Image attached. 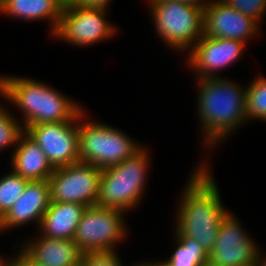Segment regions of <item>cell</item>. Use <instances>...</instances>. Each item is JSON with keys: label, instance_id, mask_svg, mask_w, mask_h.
<instances>
[{"label": "cell", "instance_id": "obj_29", "mask_svg": "<svg viewBox=\"0 0 266 266\" xmlns=\"http://www.w3.org/2000/svg\"><path fill=\"white\" fill-rule=\"evenodd\" d=\"M147 266H170L168 265L166 262H158V263H155V264H150V263H145Z\"/></svg>", "mask_w": 266, "mask_h": 266}, {"label": "cell", "instance_id": "obj_31", "mask_svg": "<svg viewBox=\"0 0 266 266\" xmlns=\"http://www.w3.org/2000/svg\"><path fill=\"white\" fill-rule=\"evenodd\" d=\"M259 255H260V254L258 253V258H257V259L259 260V264H260V266H266V259H264L263 261H261ZM260 261H261V262H260Z\"/></svg>", "mask_w": 266, "mask_h": 266}, {"label": "cell", "instance_id": "obj_15", "mask_svg": "<svg viewBox=\"0 0 266 266\" xmlns=\"http://www.w3.org/2000/svg\"><path fill=\"white\" fill-rule=\"evenodd\" d=\"M40 237L22 250L32 261L41 266H80L82 253L74 240Z\"/></svg>", "mask_w": 266, "mask_h": 266}, {"label": "cell", "instance_id": "obj_9", "mask_svg": "<svg viewBox=\"0 0 266 266\" xmlns=\"http://www.w3.org/2000/svg\"><path fill=\"white\" fill-rule=\"evenodd\" d=\"M82 112L70 121L31 125L24 130L41 147L54 169L80 162L78 125L73 122L80 120Z\"/></svg>", "mask_w": 266, "mask_h": 266}, {"label": "cell", "instance_id": "obj_6", "mask_svg": "<svg viewBox=\"0 0 266 266\" xmlns=\"http://www.w3.org/2000/svg\"><path fill=\"white\" fill-rule=\"evenodd\" d=\"M78 136L80 162L99 169L118 165L143 149L122 131L97 122L79 123Z\"/></svg>", "mask_w": 266, "mask_h": 266}, {"label": "cell", "instance_id": "obj_21", "mask_svg": "<svg viewBox=\"0 0 266 266\" xmlns=\"http://www.w3.org/2000/svg\"><path fill=\"white\" fill-rule=\"evenodd\" d=\"M249 85L246 88V119L266 120V79L261 76Z\"/></svg>", "mask_w": 266, "mask_h": 266}, {"label": "cell", "instance_id": "obj_24", "mask_svg": "<svg viewBox=\"0 0 266 266\" xmlns=\"http://www.w3.org/2000/svg\"><path fill=\"white\" fill-rule=\"evenodd\" d=\"M80 266H122L114 250L87 252L81 256Z\"/></svg>", "mask_w": 266, "mask_h": 266}, {"label": "cell", "instance_id": "obj_3", "mask_svg": "<svg viewBox=\"0 0 266 266\" xmlns=\"http://www.w3.org/2000/svg\"><path fill=\"white\" fill-rule=\"evenodd\" d=\"M0 94L23 111L25 130L31 125L73 120L82 110L46 84L30 78H0Z\"/></svg>", "mask_w": 266, "mask_h": 266}, {"label": "cell", "instance_id": "obj_30", "mask_svg": "<svg viewBox=\"0 0 266 266\" xmlns=\"http://www.w3.org/2000/svg\"><path fill=\"white\" fill-rule=\"evenodd\" d=\"M242 266H260V264H259V260L257 259L253 263H250V264H247V265H242Z\"/></svg>", "mask_w": 266, "mask_h": 266}, {"label": "cell", "instance_id": "obj_11", "mask_svg": "<svg viewBox=\"0 0 266 266\" xmlns=\"http://www.w3.org/2000/svg\"><path fill=\"white\" fill-rule=\"evenodd\" d=\"M242 229L238 220L227 213L218 228L208 266H242L258 258V249Z\"/></svg>", "mask_w": 266, "mask_h": 266}, {"label": "cell", "instance_id": "obj_19", "mask_svg": "<svg viewBox=\"0 0 266 266\" xmlns=\"http://www.w3.org/2000/svg\"><path fill=\"white\" fill-rule=\"evenodd\" d=\"M178 247L165 261L170 266H208L209 253L190 237H176Z\"/></svg>", "mask_w": 266, "mask_h": 266}, {"label": "cell", "instance_id": "obj_13", "mask_svg": "<svg viewBox=\"0 0 266 266\" xmlns=\"http://www.w3.org/2000/svg\"><path fill=\"white\" fill-rule=\"evenodd\" d=\"M245 43L203 35L189 51L188 63L196 69V72L198 71L200 79L217 77L213 73L237 61L245 48Z\"/></svg>", "mask_w": 266, "mask_h": 266}, {"label": "cell", "instance_id": "obj_14", "mask_svg": "<svg viewBox=\"0 0 266 266\" xmlns=\"http://www.w3.org/2000/svg\"><path fill=\"white\" fill-rule=\"evenodd\" d=\"M50 203L51 195L48 180L29 181L22 196L0 220V230L17 227L33 220H37L40 224Z\"/></svg>", "mask_w": 266, "mask_h": 266}, {"label": "cell", "instance_id": "obj_16", "mask_svg": "<svg viewBox=\"0 0 266 266\" xmlns=\"http://www.w3.org/2000/svg\"><path fill=\"white\" fill-rule=\"evenodd\" d=\"M13 172L29 181L48 180L55 170L41 147L24 131L12 156Z\"/></svg>", "mask_w": 266, "mask_h": 266}, {"label": "cell", "instance_id": "obj_22", "mask_svg": "<svg viewBox=\"0 0 266 266\" xmlns=\"http://www.w3.org/2000/svg\"><path fill=\"white\" fill-rule=\"evenodd\" d=\"M8 113L0 105V149L17 144L19 136L24 132L23 125Z\"/></svg>", "mask_w": 266, "mask_h": 266}, {"label": "cell", "instance_id": "obj_4", "mask_svg": "<svg viewBox=\"0 0 266 266\" xmlns=\"http://www.w3.org/2000/svg\"><path fill=\"white\" fill-rule=\"evenodd\" d=\"M146 152L142 149L122 163L103 169L97 206L127 211L139 202L149 165Z\"/></svg>", "mask_w": 266, "mask_h": 266}, {"label": "cell", "instance_id": "obj_26", "mask_svg": "<svg viewBox=\"0 0 266 266\" xmlns=\"http://www.w3.org/2000/svg\"><path fill=\"white\" fill-rule=\"evenodd\" d=\"M110 0H79L76 5L93 8H107Z\"/></svg>", "mask_w": 266, "mask_h": 266}, {"label": "cell", "instance_id": "obj_5", "mask_svg": "<svg viewBox=\"0 0 266 266\" xmlns=\"http://www.w3.org/2000/svg\"><path fill=\"white\" fill-rule=\"evenodd\" d=\"M157 33L166 44L187 50L203 36L204 8L177 0H150Z\"/></svg>", "mask_w": 266, "mask_h": 266}, {"label": "cell", "instance_id": "obj_12", "mask_svg": "<svg viewBox=\"0 0 266 266\" xmlns=\"http://www.w3.org/2000/svg\"><path fill=\"white\" fill-rule=\"evenodd\" d=\"M259 23L223 1H212L204 7L203 35L246 42L258 33ZM251 36V37H250Z\"/></svg>", "mask_w": 266, "mask_h": 266}, {"label": "cell", "instance_id": "obj_25", "mask_svg": "<svg viewBox=\"0 0 266 266\" xmlns=\"http://www.w3.org/2000/svg\"><path fill=\"white\" fill-rule=\"evenodd\" d=\"M18 255L13 261L7 260L9 266H41L32 261L22 250Z\"/></svg>", "mask_w": 266, "mask_h": 266}, {"label": "cell", "instance_id": "obj_27", "mask_svg": "<svg viewBox=\"0 0 266 266\" xmlns=\"http://www.w3.org/2000/svg\"><path fill=\"white\" fill-rule=\"evenodd\" d=\"M177 1H183V2H187V3H190V4H193V5H199L201 7H205L207 4H209L211 1H207V2H204L202 0H177ZM202 1V2H201ZM204 2V4H203Z\"/></svg>", "mask_w": 266, "mask_h": 266}, {"label": "cell", "instance_id": "obj_2", "mask_svg": "<svg viewBox=\"0 0 266 266\" xmlns=\"http://www.w3.org/2000/svg\"><path fill=\"white\" fill-rule=\"evenodd\" d=\"M199 81L198 114L207 143L213 145L246 119V89L218 76Z\"/></svg>", "mask_w": 266, "mask_h": 266}, {"label": "cell", "instance_id": "obj_23", "mask_svg": "<svg viewBox=\"0 0 266 266\" xmlns=\"http://www.w3.org/2000/svg\"><path fill=\"white\" fill-rule=\"evenodd\" d=\"M227 6L235 8L246 16L260 23L262 15L266 10V0H221Z\"/></svg>", "mask_w": 266, "mask_h": 266}, {"label": "cell", "instance_id": "obj_17", "mask_svg": "<svg viewBox=\"0 0 266 266\" xmlns=\"http://www.w3.org/2000/svg\"><path fill=\"white\" fill-rule=\"evenodd\" d=\"M87 206L79 203L52 202L40 222L42 236L73 240Z\"/></svg>", "mask_w": 266, "mask_h": 266}, {"label": "cell", "instance_id": "obj_7", "mask_svg": "<svg viewBox=\"0 0 266 266\" xmlns=\"http://www.w3.org/2000/svg\"><path fill=\"white\" fill-rule=\"evenodd\" d=\"M122 213L97 205L87 207L73 239L81 253L113 250L126 233Z\"/></svg>", "mask_w": 266, "mask_h": 266}, {"label": "cell", "instance_id": "obj_18", "mask_svg": "<svg viewBox=\"0 0 266 266\" xmlns=\"http://www.w3.org/2000/svg\"><path fill=\"white\" fill-rule=\"evenodd\" d=\"M0 11L26 20L49 18L53 34L58 28L62 6L56 0H0Z\"/></svg>", "mask_w": 266, "mask_h": 266}, {"label": "cell", "instance_id": "obj_1", "mask_svg": "<svg viewBox=\"0 0 266 266\" xmlns=\"http://www.w3.org/2000/svg\"><path fill=\"white\" fill-rule=\"evenodd\" d=\"M205 167L196 169L184 189L175 236L195 239L210 254L228 211L222 206L217 185Z\"/></svg>", "mask_w": 266, "mask_h": 266}, {"label": "cell", "instance_id": "obj_20", "mask_svg": "<svg viewBox=\"0 0 266 266\" xmlns=\"http://www.w3.org/2000/svg\"><path fill=\"white\" fill-rule=\"evenodd\" d=\"M29 180L11 172L0 178V220L22 196Z\"/></svg>", "mask_w": 266, "mask_h": 266}, {"label": "cell", "instance_id": "obj_10", "mask_svg": "<svg viewBox=\"0 0 266 266\" xmlns=\"http://www.w3.org/2000/svg\"><path fill=\"white\" fill-rule=\"evenodd\" d=\"M106 8L71 5L62 8L54 35L75 45H91L110 38L115 27L105 20Z\"/></svg>", "mask_w": 266, "mask_h": 266}, {"label": "cell", "instance_id": "obj_32", "mask_svg": "<svg viewBox=\"0 0 266 266\" xmlns=\"http://www.w3.org/2000/svg\"><path fill=\"white\" fill-rule=\"evenodd\" d=\"M0 266H9V264L6 260L4 261V259L0 258Z\"/></svg>", "mask_w": 266, "mask_h": 266}, {"label": "cell", "instance_id": "obj_8", "mask_svg": "<svg viewBox=\"0 0 266 266\" xmlns=\"http://www.w3.org/2000/svg\"><path fill=\"white\" fill-rule=\"evenodd\" d=\"M102 171L83 162L56 168L48 178L51 201L96 205Z\"/></svg>", "mask_w": 266, "mask_h": 266}, {"label": "cell", "instance_id": "obj_28", "mask_svg": "<svg viewBox=\"0 0 266 266\" xmlns=\"http://www.w3.org/2000/svg\"><path fill=\"white\" fill-rule=\"evenodd\" d=\"M61 6L66 7V6H71V5H76L79 0H56Z\"/></svg>", "mask_w": 266, "mask_h": 266}, {"label": "cell", "instance_id": "obj_33", "mask_svg": "<svg viewBox=\"0 0 266 266\" xmlns=\"http://www.w3.org/2000/svg\"><path fill=\"white\" fill-rule=\"evenodd\" d=\"M134 266V265H133ZM135 266H147L145 263L144 264H139V265H135Z\"/></svg>", "mask_w": 266, "mask_h": 266}]
</instances>
